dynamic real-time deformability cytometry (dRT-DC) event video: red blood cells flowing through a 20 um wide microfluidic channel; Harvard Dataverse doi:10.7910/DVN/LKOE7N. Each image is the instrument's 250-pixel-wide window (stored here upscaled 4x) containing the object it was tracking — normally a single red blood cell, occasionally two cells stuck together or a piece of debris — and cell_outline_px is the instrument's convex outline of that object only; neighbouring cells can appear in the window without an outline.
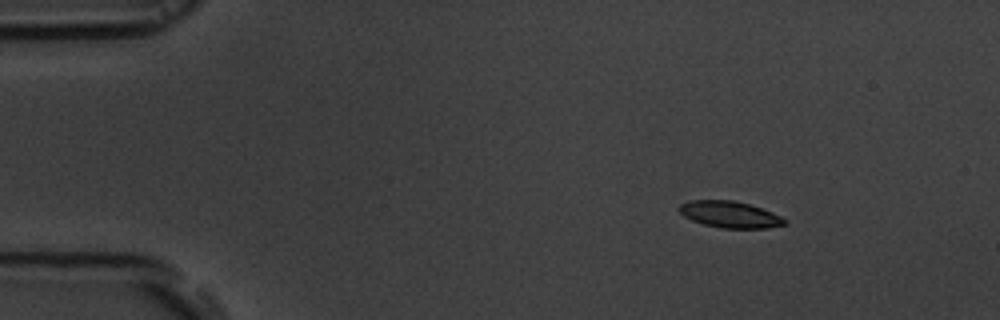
{"species": "common noctule bat (a hibernating species)", "species_latin": "Nyctalus noctula", "temperature_condition": "room temperature", "stored_images_in_passage": 49, "camera_frame_rate_fps": 3000, "um_per_image_px": 0.085, "animal": {"sex": "male", "body_mass_g": 19.5, "forearm_length_mm": 54.6}, "frame": {"image": 1, "passage_image": 1, "time_ms": 0.0, "image_size_px": [1000, 320], "cell_outline_px": [[788, 224], [768, 228], [720, 228], [704, 224], [692, 220], [684, 216], [676, 208], [680, 204], [688, 200], [732, 200], [748, 204], [772, 212], [788, 220]], "centroid_in_image_um": [62.03, 18.23], "position_along_channel_um": 23.0, "area_um2": 16.36}}
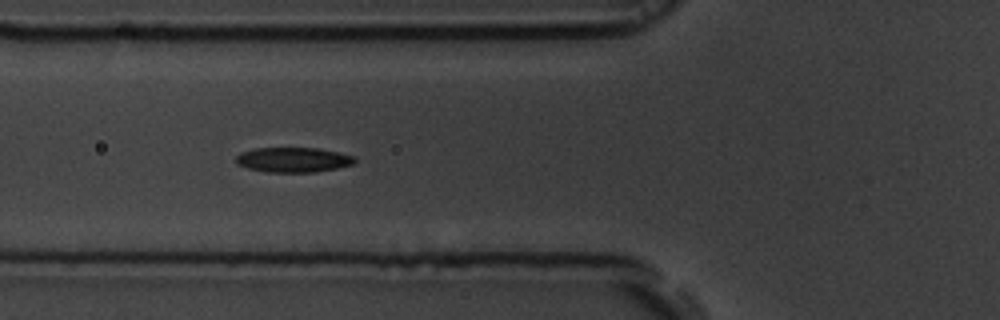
{"frame": {"image": 2, "passage_image": 14, "time_ms": 4.333, "image_size_px": [1000, 320], "cell_outline_px": [[356, 160], [352, 164], [336, 168], [316, 172], [264, 172], [248, 168], [236, 164], [236, 156], [240, 152], [256, 148], [320, 148], [352, 156]], "centroid_in_image_um": [24.87, 13.58], "position_along_channel_um": 100.9, "area_um2": 17.17}}
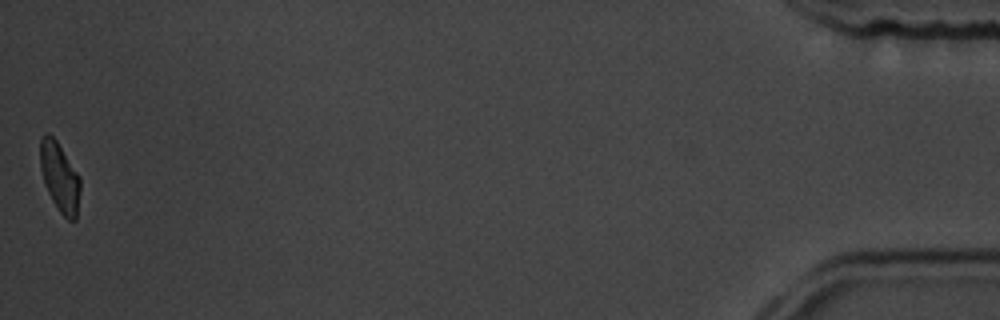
{"frame": {"image": 3, "passage_image": 49, "time_ms": 16.0, "image_size_px": [1000, 320], "cell_outline_px": [[80, 192], [76, 220], [68, 220], [60, 212], [52, 200], [44, 184], [40, 168], [40, 136], [44, 132], [48, 132], [56, 140], [80, 176]], "centroid_in_image_um": [5.06, 15.03], "position_along_channel_um": 430.1, "area_um2": 16.3}, "authors_computed_cell_mechanics": {"area_um2": 17.34, "velocity_mm_per_s": 3.653, "shape_relaxation_time_tau1_ms": 4.2057, "shape_relaxation_time_tau2_ms": 7.9336, "deformation_change_tau1": 0.1319, "deformation_change_tau2": 0.1498}}